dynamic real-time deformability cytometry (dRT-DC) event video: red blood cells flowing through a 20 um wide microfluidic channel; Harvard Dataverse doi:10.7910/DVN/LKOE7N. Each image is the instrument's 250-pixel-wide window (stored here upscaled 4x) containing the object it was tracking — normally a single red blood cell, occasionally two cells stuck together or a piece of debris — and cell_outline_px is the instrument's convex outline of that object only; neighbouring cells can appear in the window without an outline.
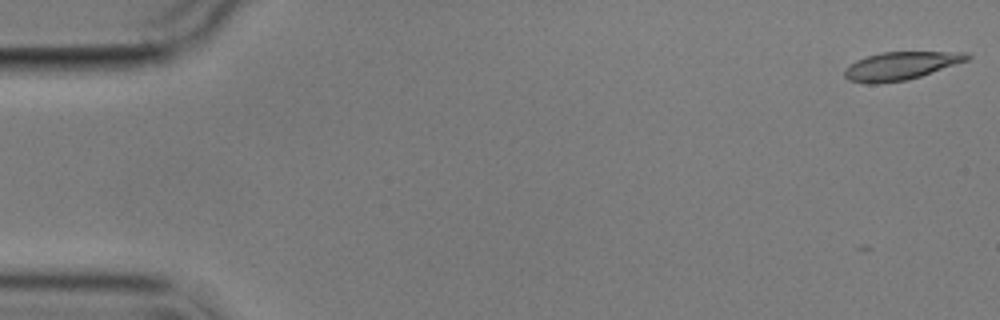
{"species": "common noctule bat (a hibernating species)", "species_latin": "Nyctalus noctula", "temperature_condition": "cold", "stored_images_in_passage": 5, "camera_frame_rate_fps": 3000, "um_per_image_px": 0.085, "animal": {"sex": "male", "body_mass_g": 17.9}, "frame": {"image": 1, "passage_image": 1, "time_ms": 0.0, "image_size_px": [1000, 320], "cell_outline_px": [[972, 56], [968, 60], [908, 80], [876, 84], [868, 84], [848, 80], [844, 76], [844, 72], [856, 60], [880, 52], [968, 52]], "centroid_in_image_um": [76.57, 5.6], "position_along_channel_um": 8.4, "area_um2": 19.88}}
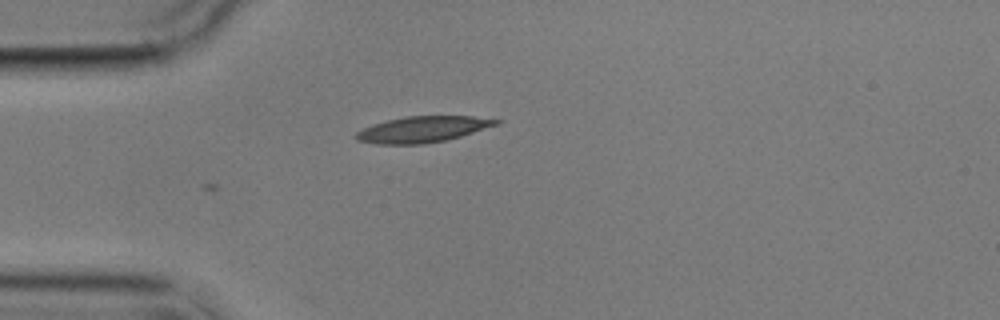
{"frame": {"image": 2, "passage_image": 5, "time_ms": 4.667, "image_size_px": [1000, 320], "cell_outline_px": [[504, 120], [500, 124], [460, 136], [444, 140], [424, 144], [376, 144], [356, 140], [356, 132], [372, 124], [404, 116], [472, 116]], "centroid_in_image_um": [35.95, 10.98], "position_along_channel_um": 49.1, "area_um2": 21.21}}